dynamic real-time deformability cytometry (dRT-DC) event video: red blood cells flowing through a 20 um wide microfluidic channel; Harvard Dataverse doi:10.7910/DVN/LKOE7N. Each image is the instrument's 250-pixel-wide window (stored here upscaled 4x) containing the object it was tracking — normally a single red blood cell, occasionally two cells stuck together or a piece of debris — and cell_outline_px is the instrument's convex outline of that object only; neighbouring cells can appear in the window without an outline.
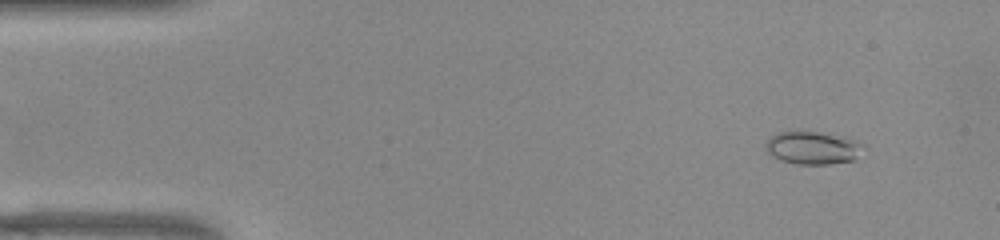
{"species": "common noctule bat (a hibernating species)", "species_latin": "Nyctalus noctula", "temperature_condition": "warm", "stored_images_in_passage": 52, "camera_frame_rate_fps": 3000, "um_per_image_px": 0.085, "animal": {"sex": "female", "body_mass_g": 22.0, "forearm_length_mm": 56.7}, "frame": {"image": 1, "passage_image": 5, "time_ms": 1.333, "image_size_px": [1000, 240], "cell_outline_px": [[864, 144], [856, 160], [828, 164], [796, 164], [780, 160], [772, 156], [768, 152], [768, 140], [772, 136], [780, 132], [816, 132], [848, 136]], "centroid_in_image_um": [69.16, 12.57], "position_along_channel_um": 15.8, "area_um2": 18.55}}
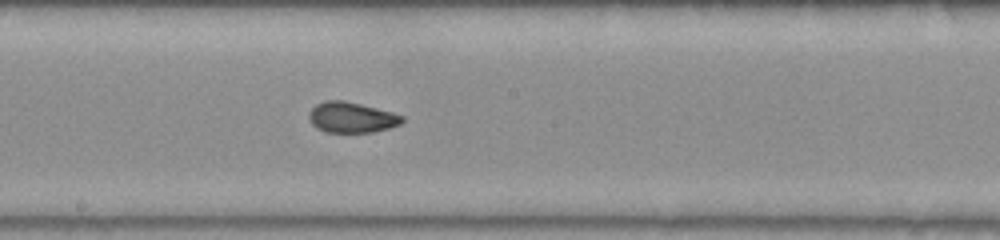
{"frame": {"image": 2, "passage_image": 28, "time_ms": 9.0, "image_size_px": [1000, 240], "cell_outline_px": [[404, 120], [400, 124], [388, 128], [372, 132], [324, 132], [316, 128], [312, 124], [308, 116], [312, 108], [316, 104], [324, 100], [344, 100], [392, 112], [404, 116]], "centroid_in_image_um": [29.86, 9.98], "position_along_channel_um": 218.3, "area_um2": 16.59}}
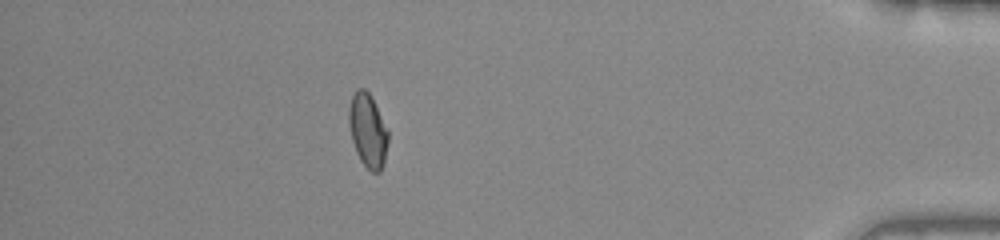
{"frame": {"image": 3, "passage_image": 46, "time_ms": 15.0, "image_size_px": [1000, 240], "cell_outline_px": [[388, 140], [384, 164], [380, 172], [372, 172], [360, 160], [356, 152], [352, 140], [348, 124], [348, 108], [352, 96], [356, 88], [364, 88], [372, 96], [388, 128]], "centroid_in_image_um": [31.26, 11.06], "position_along_channel_um": 403.9, "area_um2": 17.17}, "authors_computed_cell_mechanics": {"area_um2": 16.9932, "velocity_mm_per_s": 3.9283, "shape_relaxation_time_tau1_ms": null, "shape_relaxation_time_tau2_ms": 1.099, "deformation_change_tau1": null, "deformation_change_tau2": 0.0582}}